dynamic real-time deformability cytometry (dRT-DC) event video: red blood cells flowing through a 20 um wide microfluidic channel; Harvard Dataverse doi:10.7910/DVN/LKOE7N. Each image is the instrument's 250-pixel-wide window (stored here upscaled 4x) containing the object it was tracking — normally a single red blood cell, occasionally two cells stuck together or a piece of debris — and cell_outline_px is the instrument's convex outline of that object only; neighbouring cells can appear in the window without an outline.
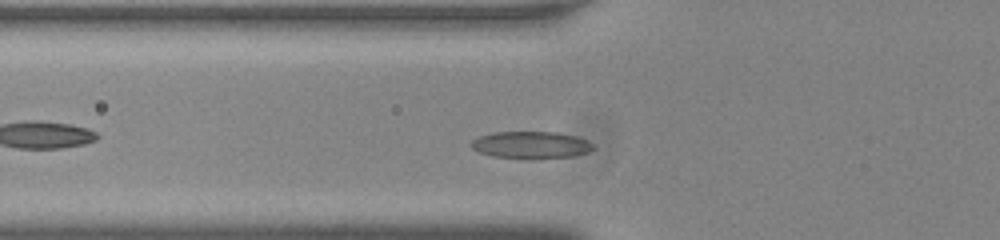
{"species": "common noctule bat (a hibernating species)", "species_latin": "Nyctalus noctula", "temperature_condition": "room temperature", "stored_images_in_passage": 38, "camera_frame_rate_fps": 3000, "um_per_image_px": 0.085, "animal": {"sex": "male", "body_mass_g": 20.0, "forearm_length_mm": 53.3}, "frame": {"image": 1, "passage_image": 2, "time_ms": 0.333, "image_size_px": [1000, 240], "cell_outline_px": [[596, 148], [588, 152], [572, 156], [532, 160], [524, 160], [492, 156], [480, 152], [472, 148], [468, 144], [472, 140], [480, 136], [492, 132], [556, 132], [576, 136], [588, 140], [596, 144]], "centroid_in_image_um": [45.16, 12.34], "position_along_channel_um": 80.6, "area_um2": 19.88}}
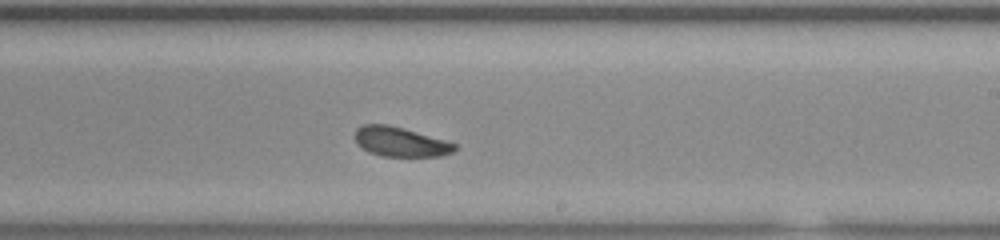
{"frame": {"image": 2, "passage_image": 16, "time_ms": 5.0, "image_size_px": [1000, 240], "cell_outline_px": [[456, 148], [452, 152], [440, 156], [380, 156], [368, 152], [356, 144], [356, 128], [364, 124], [388, 124], [404, 128], [444, 140], [456, 144]], "centroid_in_image_um": [33.99, 12.05], "position_along_channel_um": 255.0, "area_um2": 17.11}}
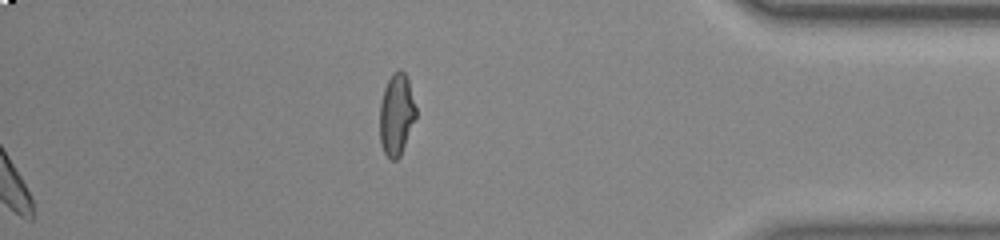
{"frame": {"image": 3, "passage_image": 38, "time_ms": 12.333, "image_size_px": [1000, 240], "cell_outline_px": [[416, 116], [400, 156], [396, 160], [392, 160], [384, 152], [380, 144], [380, 104], [384, 88], [392, 72], [400, 68], [404, 72], [408, 80], [416, 108]], "centroid_in_image_um": [33.69, 9.71], "position_along_channel_um": 401.5, "area_um2": 17.11}, "authors_computed_cell_mechanics": {"area_um2": 17.918, "velocity_mm_per_s": 3.7301, "shape_relaxation_time_tau1_ms": 2.7437, "shape_relaxation_time_tau2_ms": 3.9353, "deformation_change_tau1": 0.089, "deformation_change_tau2": 0.1067}}